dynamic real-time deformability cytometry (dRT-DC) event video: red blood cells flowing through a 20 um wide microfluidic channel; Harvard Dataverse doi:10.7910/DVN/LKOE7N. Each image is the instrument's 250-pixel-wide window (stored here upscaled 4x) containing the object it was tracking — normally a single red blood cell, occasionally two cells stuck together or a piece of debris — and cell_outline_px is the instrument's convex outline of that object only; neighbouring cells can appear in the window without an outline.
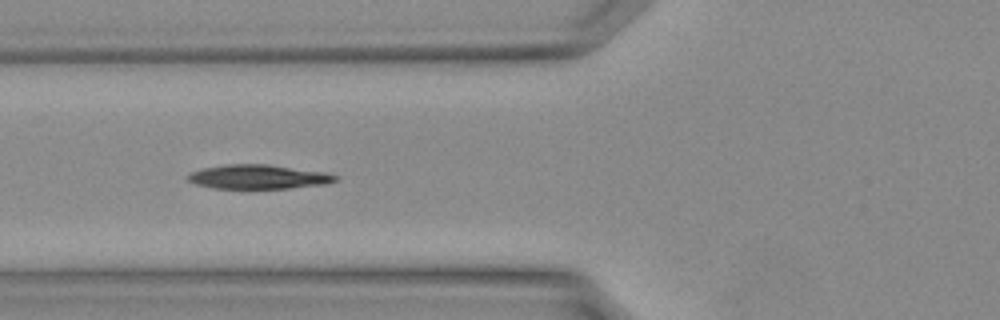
{"species": "Egyptian fruit bat (a non-hibernating species)", "species_latin": "Rousettus aegyptiacus", "temperature_condition": "warm", "stored_images_in_passage": 24, "camera_frame_rate_fps": 3000, "um_per_image_px": 0.085, "animal": {"sex": "female"}, "frame": {"image": 1, "passage_image": 2, "time_ms": 0.333, "image_size_px": [1000, 320], "cell_outline_px": [[340, 180], [328, 184], [288, 188], [212, 188], [196, 184], [188, 180], [184, 176], [188, 172], [200, 168], [224, 164], [268, 164], [328, 172], [340, 176]], "centroid_in_image_um": [21.98, 15.02], "position_along_channel_um": 103.8, "area_um2": 21.33}}